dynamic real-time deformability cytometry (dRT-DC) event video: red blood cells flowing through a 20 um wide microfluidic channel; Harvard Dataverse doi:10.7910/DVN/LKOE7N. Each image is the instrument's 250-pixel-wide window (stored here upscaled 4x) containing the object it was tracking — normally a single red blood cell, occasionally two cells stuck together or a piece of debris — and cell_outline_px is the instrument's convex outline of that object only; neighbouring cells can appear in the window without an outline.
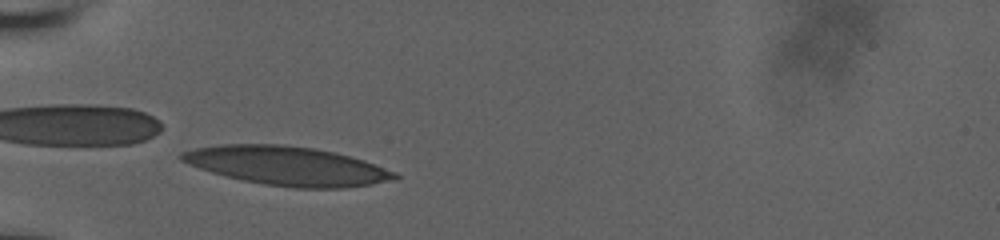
{"species": "human", "species_latin": "Homo sapiens", "temperature_condition": "room temperature", "stored_images_in_passage": 32, "camera_frame_rate_fps": 3000, "um_per_image_px": 0.085, "donor": {"sex": "male"}, "frame": {"image": 1, "passage_image": 3, "time_ms": 0.667, "image_size_px": [1000, 240], "cell_outline_px": [[400, 180], [344, 188], [292, 188], [264, 184], [244, 180], [212, 172], [188, 164], [180, 160], [180, 152], [196, 148], [220, 144], [284, 144], [316, 148], [364, 160], [396, 172], [400, 176]], "centroid_in_image_um": [24.45, 14.1], "position_along_channel_um": 60.5, "area_um2": 48.38}}
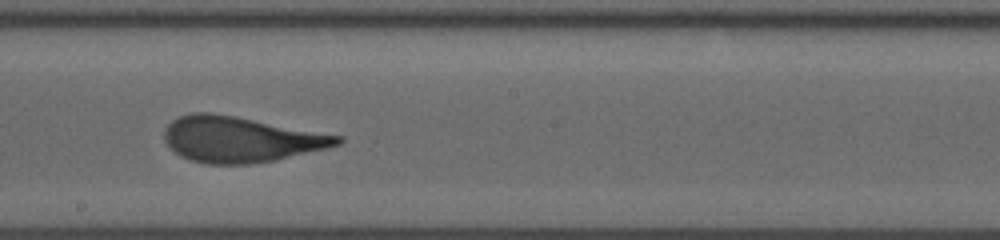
{"frame": {"image": 2, "passage_image": 17, "time_ms": 5.333, "image_size_px": [1000, 240], "cell_outline_px": [[344, 140], [340, 144], [328, 148], [276, 160], [248, 164], [208, 164], [192, 160], [180, 156], [164, 140], [164, 128], [172, 120], [180, 116], [192, 112], [212, 112], [236, 116], [344, 136]], "centroid_in_image_um": [20.47, 11.83], "position_along_channel_um": 227.7, "area_um2": 46.18}}
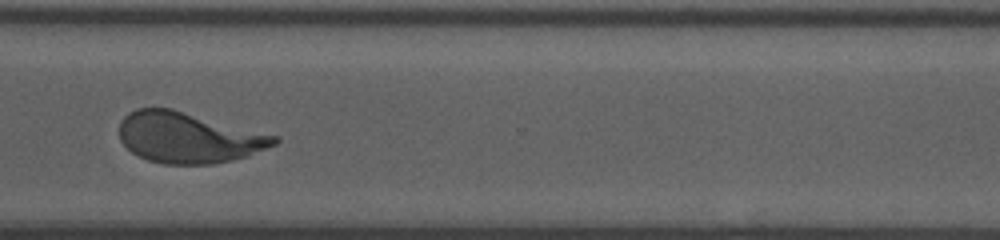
{"frame": {"image": 3, "passage_image": 27, "time_ms": 8.667, "image_size_px": [1000, 240], "cell_outline_px": [[280, 140], [276, 144], [248, 156], [232, 160], [212, 164], [164, 164], [148, 160], [132, 152], [120, 140], [120, 120], [128, 112], [136, 108], [172, 108], [280, 136]], "centroid_in_image_um": [16.04, 11.68], "position_along_channel_um": 354.6, "area_um2": 46.07}, "authors_computed_cell_mechanics": {"area_um2": 46.1533, "velocity_mm_per_s": 3.8132, "shape_relaxation_time_tau1_ms": 5.6086, "shape_relaxation_time_tau2_ms": 0.8866, "deformation_change_tau1": 0.227, "deformation_change_tau2": 0.0903}}